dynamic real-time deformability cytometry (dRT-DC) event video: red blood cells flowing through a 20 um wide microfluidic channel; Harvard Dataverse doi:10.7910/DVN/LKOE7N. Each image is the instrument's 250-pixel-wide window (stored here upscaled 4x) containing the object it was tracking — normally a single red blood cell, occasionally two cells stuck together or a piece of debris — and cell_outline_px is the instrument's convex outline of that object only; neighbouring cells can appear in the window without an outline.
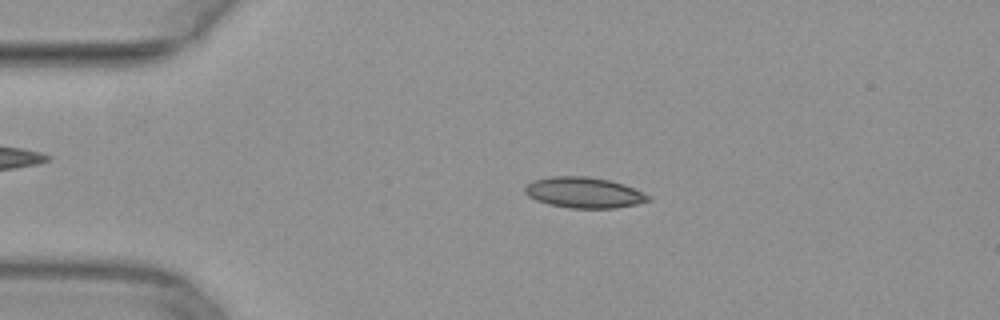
{"species": "common noctule bat (a hibernating species)", "species_latin": "Nyctalus noctula", "temperature_condition": "warm", "stored_images_in_passage": 49, "camera_frame_rate_fps": 3000, "um_per_image_px": 0.085, "animal": {"sex": "female", "body_mass_g": 29.2, "forearm_length_mm": 56.3}, "frame": {"image": 1, "passage_image": 10, "time_ms": 3.0, "image_size_px": [1000, 320], "cell_outline_px": [[652, 200], [636, 204], [616, 208], [568, 208], [548, 204], [536, 200], [528, 196], [524, 192], [524, 184], [532, 180], [548, 176], [584, 176], [608, 180], [624, 184], [652, 196]], "centroid_in_image_um": [49.61, 16.37], "position_along_channel_um": 35.4, "area_um2": 22.37}}
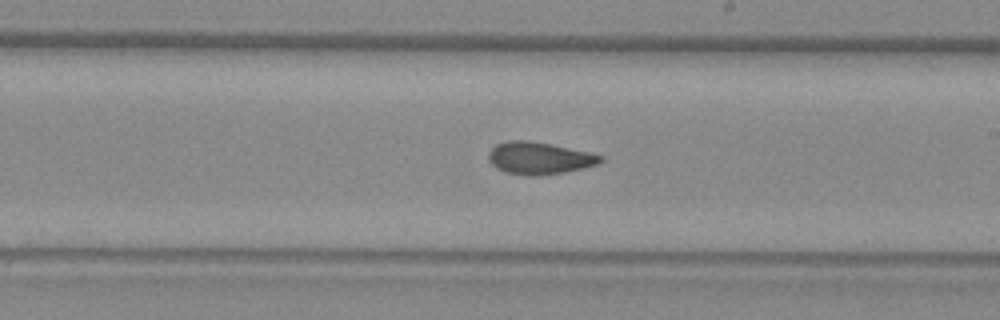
{"frame": {"image": 2, "passage_image": 28, "time_ms": 9.0, "image_size_px": [1000, 320], "cell_outline_px": [[604, 160], [596, 164], [564, 172], [532, 176], [504, 172], [496, 168], [488, 160], [488, 152], [496, 144], [508, 140], [524, 140], [548, 144], [588, 152], [604, 156]], "centroid_in_image_um": [45.78, 13.44], "position_along_channel_um": 243.2, "area_um2": 20.69}}
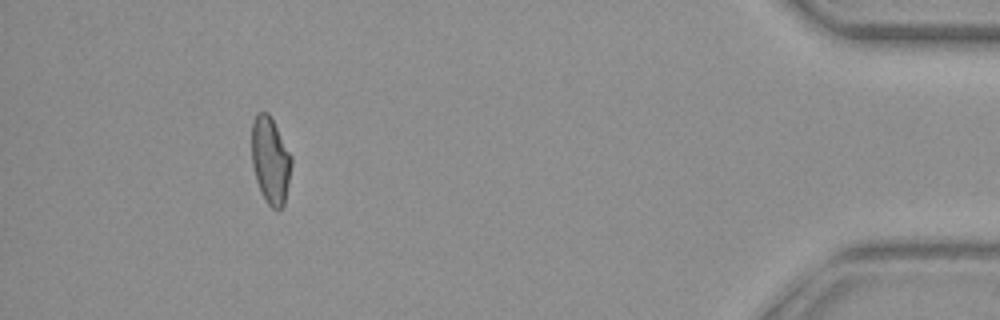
{"frame": {"image": 3, "passage_image": 45, "time_ms": 14.667, "image_size_px": [1000, 320], "cell_outline_px": [[292, 164], [284, 204], [280, 208], [272, 208], [264, 200], [260, 192], [256, 180], [252, 164], [252, 120], [256, 112], [268, 112], [292, 156]], "centroid_in_image_um": [22.97, 13.62], "position_along_channel_um": 412.2, "area_um2": 20.11}}